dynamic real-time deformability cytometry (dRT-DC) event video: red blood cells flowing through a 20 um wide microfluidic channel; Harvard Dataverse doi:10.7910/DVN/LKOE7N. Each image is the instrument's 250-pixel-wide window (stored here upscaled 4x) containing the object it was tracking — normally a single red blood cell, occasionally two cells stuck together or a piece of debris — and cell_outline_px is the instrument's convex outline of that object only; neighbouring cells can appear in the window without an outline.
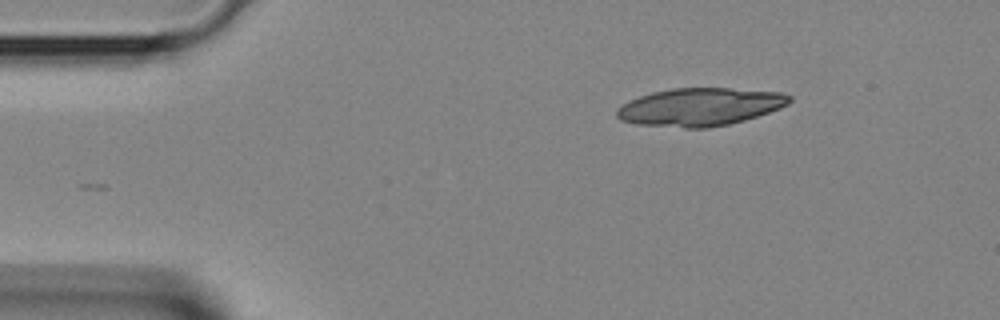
{"species": "Egyptian fruit bat (a non-hibernating species)", "species_latin": "Rousettus aegyptiacus", "temperature_condition": "room temperature", "stored_images_in_passage": 2, "camera_frame_rate_fps": 3000, "um_per_image_px": 0.085, "animal": {"sex": "female"}, "frame": {"image": 1, "passage_image": 2, "time_ms": 0.333, "image_size_px": [1000, 320], "cell_outline_px": [[792, 100], [788, 104], [780, 108], [744, 120], [728, 124], [708, 128], [684, 128], [636, 124], [620, 120], [616, 116], [616, 108], [628, 100], [652, 92], [672, 88], [728, 88], [780, 92], [792, 96]], "centroid_in_image_um": [59.46, 9.09], "position_along_channel_um": 25.5, "area_um2": 38.21}}